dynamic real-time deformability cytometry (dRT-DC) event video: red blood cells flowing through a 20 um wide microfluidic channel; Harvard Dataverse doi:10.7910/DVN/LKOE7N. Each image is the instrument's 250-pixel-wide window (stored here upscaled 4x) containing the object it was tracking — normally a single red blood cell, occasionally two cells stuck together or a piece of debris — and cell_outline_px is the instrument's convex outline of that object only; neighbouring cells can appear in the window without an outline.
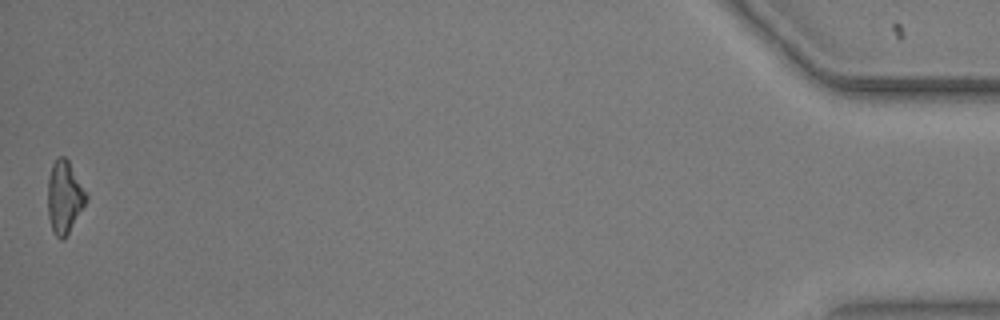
{"species": "common noctule bat (a hibernating species)", "species_latin": "Nyctalus noctula", "temperature_condition": "warm", "stored_images_in_passage": 40, "camera_frame_rate_fps": 3000, "um_per_image_px": 0.085, "animal": {"sex": "male", "body_mass_g": 20.5, "forearm_length_mm": 52.5}, "frame": {"image": 1, "passage_image": 40, "time_ms": 13.0, "image_size_px": [1000, 320], "cell_outline_px": [[88, 200], [64, 240], [60, 240], [52, 232], [48, 216], [48, 176], [52, 164], [60, 156], [64, 156], [68, 160], [88, 192]], "centroid_in_image_um": [5.49, 16.77], "position_along_channel_um": 429.7, "area_um2": 16.53}, "authors_computed_cell_mechanics": {"area_um2": 16.9354, "velocity_mm_per_s": 3.6554, "shape_relaxation_time_tau1_ms": 2.2397, "shape_relaxation_time_tau2_ms": null, "deformation_change_tau1": 0.1532, "deformation_change_tau2": null}}